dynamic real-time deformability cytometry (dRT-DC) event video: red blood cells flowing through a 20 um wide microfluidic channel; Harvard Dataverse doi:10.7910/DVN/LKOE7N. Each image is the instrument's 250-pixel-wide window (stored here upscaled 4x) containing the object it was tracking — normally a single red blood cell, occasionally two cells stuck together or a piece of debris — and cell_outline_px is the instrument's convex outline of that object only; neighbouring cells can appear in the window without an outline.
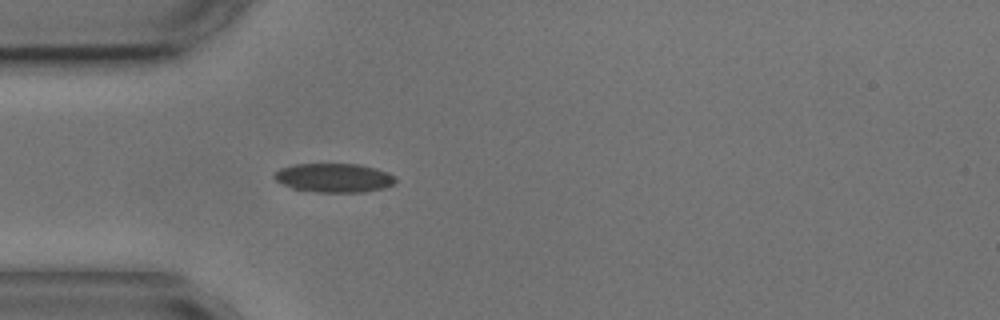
{"species": "common noctule bat (a hibernating species)", "species_latin": "Nyctalus noctula", "temperature_condition": "cold", "stored_images_in_passage": 1, "camera_frame_rate_fps": 3000, "um_per_image_px": 0.085, "animal": {"sex": "male", "body_mass_g": 17.9, "forearm_length_mm": 54.2}, "frame": {"image": 1, "passage_image": 1, "time_ms": 0.0, "image_size_px": [1000, 320], "cell_outline_px": [[396, 180], [392, 184], [384, 188], [364, 192], [316, 192], [292, 188], [276, 180], [272, 176], [280, 168], [292, 164], [360, 164], [376, 168], [388, 172], [396, 176]], "centroid_in_image_um": [28.4, 15.11], "position_along_channel_um": 56.6, "area_um2": 20.52}}